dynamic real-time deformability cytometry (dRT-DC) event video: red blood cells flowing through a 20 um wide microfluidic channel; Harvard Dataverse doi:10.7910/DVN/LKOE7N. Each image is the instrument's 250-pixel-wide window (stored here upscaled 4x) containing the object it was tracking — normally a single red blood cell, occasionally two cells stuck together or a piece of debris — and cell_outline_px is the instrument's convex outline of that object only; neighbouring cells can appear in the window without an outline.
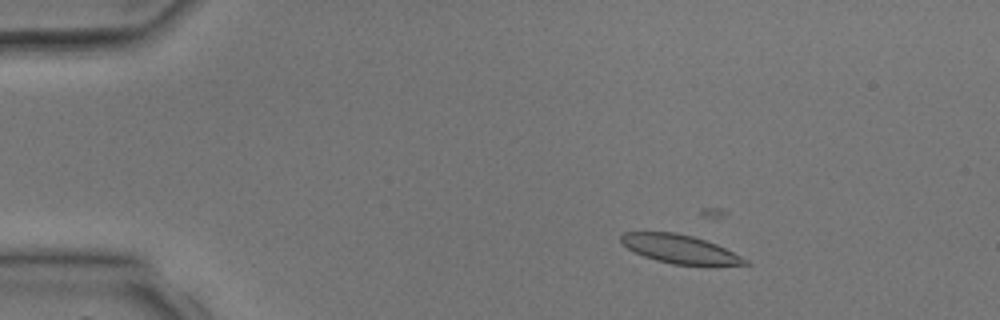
{"species": "common noctule bat (a hibernating species)", "species_latin": "Nyctalus noctula", "temperature_condition": "room temperature", "stored_images_in_passage": 4, "camera_frame_rate_fps": 3000, "um_per_image_px": 0.085, "animal": {"sex": "male", "body_mass_g": 17.9, "forearm_length_mm": 54.2}, "frame": {"image": 1, "passage_image": 2, "time_ms": 1.333, "image_size_px": [1000, 320], "cell_outline_px": [[752, 264], [672, 264], [656, 260], [644, 256], [620, 244], [620, 236], [624, 232], [672, 232], [692, 236], [716, 244], [748, 260]], "centroid_in_image_um": [57.71, 21.15], "position_along_channel_um": 27.3, "area_um2": 20.11}}